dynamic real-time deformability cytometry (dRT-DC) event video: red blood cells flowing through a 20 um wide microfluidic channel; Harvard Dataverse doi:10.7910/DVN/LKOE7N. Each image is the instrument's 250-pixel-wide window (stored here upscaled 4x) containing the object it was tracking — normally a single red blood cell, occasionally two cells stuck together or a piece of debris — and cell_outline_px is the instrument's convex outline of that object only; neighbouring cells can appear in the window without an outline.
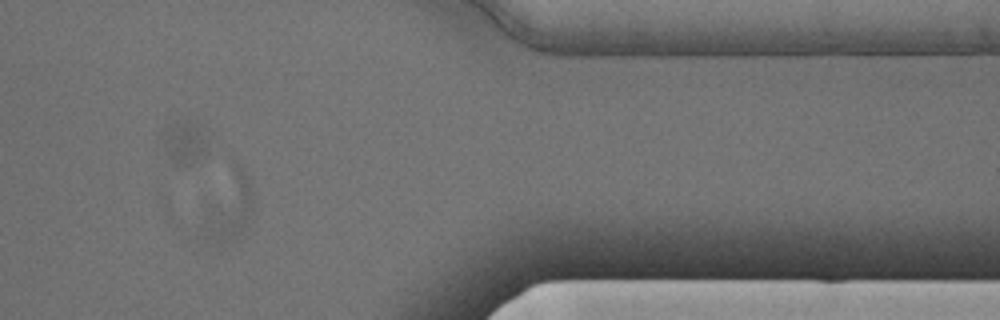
{"species": "Egyptian fruit bat (a non-hibernating species)", "species_latin": "Rousettus aegyptiacus", "temperature_condition": "cold", "stored_images_in_passage": 10, "camera_frame_rate_fps": 3000, "um_per_image_px": 0.085, "animal": {"sex": "male"}, "frame": {"image": 1, "passage_image": 9, "time_ms": 2.667, "image_size_px": [1000, 320], "cell_outline_px": [[252, 208], [248, 220], [240, 232], [228, 244], [220, 244], [212, 240], [208, 228], [232, 160], [236, 160], [252, 192]], "centroid_in_image_um": [19.68, 17.59], "position_along_channel_um": 391.7, "area_um2": 16.13}}